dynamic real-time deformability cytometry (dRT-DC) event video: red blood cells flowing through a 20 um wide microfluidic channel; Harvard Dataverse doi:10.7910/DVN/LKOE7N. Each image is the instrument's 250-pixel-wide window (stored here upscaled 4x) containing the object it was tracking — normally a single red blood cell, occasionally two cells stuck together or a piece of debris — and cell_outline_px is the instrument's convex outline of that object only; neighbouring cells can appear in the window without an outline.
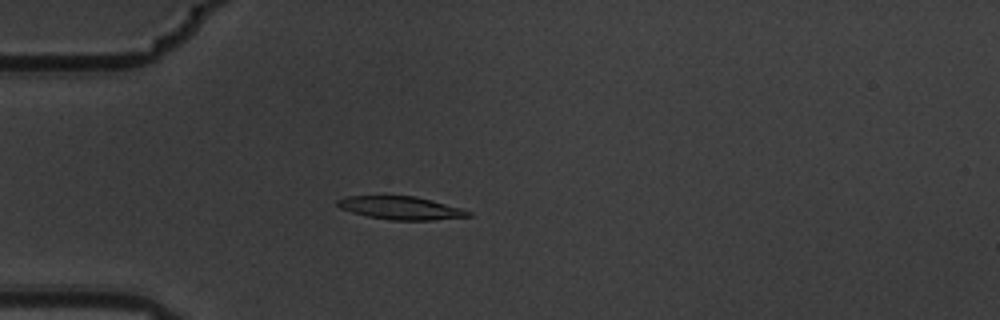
{"species": "common noctule bat (a hibernating species)", "species_latin": "Nyctalus noctula", "temperature_condition": "warm", "stored_images_in_passage": 5, "camera_frame_rate_fps": 3000, "um_per_image_px": 0.085, "animal": {"sex": "male", "body_mass_g": 19.5, "forearm_length_mm": 54.6}, "frame": {"image": 1, "passage_image": 5, "time_ms": 1.333, "image_size_px": [1000, 320], "cell_outline_px": [[472, 216], [432, 220], [392, 220], [368, 216], [352, 212], [340, 208], [336, 204], [336, 200], [348, 196], [416, 196], [432, 200], [460, 208], [472, 212]], "centroid_in_image_um": [34.07, 17.67], "position_along_channel_um": 50.9, "area_um2": 17.46}}